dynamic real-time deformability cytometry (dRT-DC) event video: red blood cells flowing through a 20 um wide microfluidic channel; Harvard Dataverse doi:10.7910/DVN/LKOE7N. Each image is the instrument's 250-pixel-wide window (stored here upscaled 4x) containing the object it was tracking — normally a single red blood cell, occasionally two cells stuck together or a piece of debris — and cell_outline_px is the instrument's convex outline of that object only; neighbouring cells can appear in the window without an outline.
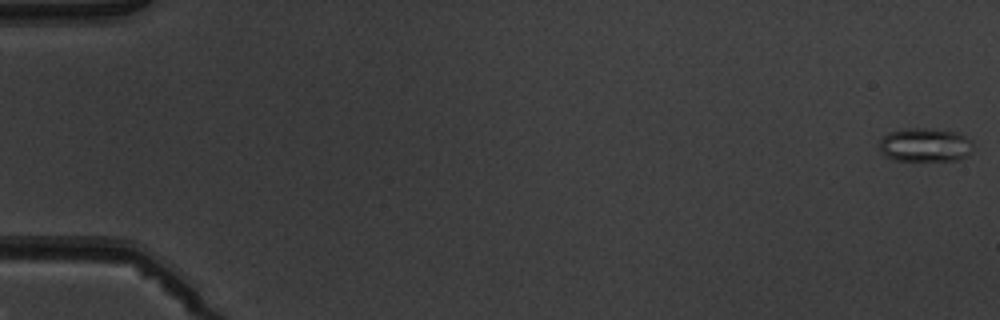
{"species": "common noctule bat (a hibernating species)", "species_latin": "Nyctalus noctula", "temperature_condition": "warm", "stored_images_in_passage": 3, "camera_frame_rate_fps": 3000, "um_per_image_px": 0.085, "animal": {"sex": "male", "body_mass_g": 19.5, "forearm_length_mm": 54.6}, "frame": {"image": 1, "passage_image": 1, "time_ms": 0.0, "image_size_px": [1000, 320], "cell_outline_px": [[972, 144], [968, 156], [956, 160], [896, 160], [884, 156], [880, 148], [880, 140], [888, 132], [908, 128], [924, 128], [956, 132], [972, 140]], "centroid_in_image_um": [78.62, 12.32], "position_along_channel_um": 6.4, "area_um2": 18.26}}